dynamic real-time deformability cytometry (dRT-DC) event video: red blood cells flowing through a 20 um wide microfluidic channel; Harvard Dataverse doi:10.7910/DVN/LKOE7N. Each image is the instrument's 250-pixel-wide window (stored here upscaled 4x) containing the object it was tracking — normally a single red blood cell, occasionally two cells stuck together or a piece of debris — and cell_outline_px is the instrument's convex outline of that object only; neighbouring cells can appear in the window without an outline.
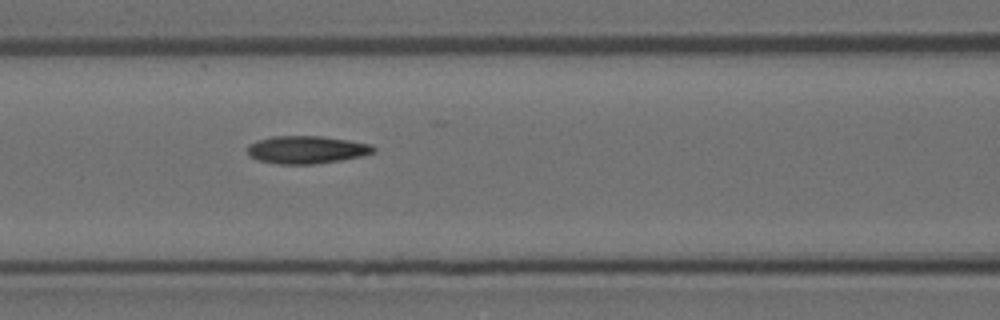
{"species": "Egyptian fruit bat (a non-hibernating species)", "species_latin": "Rousettus aegyptiacus", "temperature_condition": "room temperature", "stored_images_in_passage": 6, "camera_frame_rate_fps": 3000, "um_per_image_px": 0.085, "animal": {"sex": "female"}, "frame": {"image": 1, "passage_image": 6, "time_ms": 1.667, "image_size_px": [1000, 320], "cell_outline_px": [[376, 152], [364, 156], [340, 160], [312, 164], [276, 164], [256, 160], [248, 152], [248, 144], [256, 140], [272, 136], [324, 136], [372, 144], [376, 148]], "centroid_in_image_um": [26.09, 12.72], "position_along_channel_um": 140.5, "area_um2": 20.58}}